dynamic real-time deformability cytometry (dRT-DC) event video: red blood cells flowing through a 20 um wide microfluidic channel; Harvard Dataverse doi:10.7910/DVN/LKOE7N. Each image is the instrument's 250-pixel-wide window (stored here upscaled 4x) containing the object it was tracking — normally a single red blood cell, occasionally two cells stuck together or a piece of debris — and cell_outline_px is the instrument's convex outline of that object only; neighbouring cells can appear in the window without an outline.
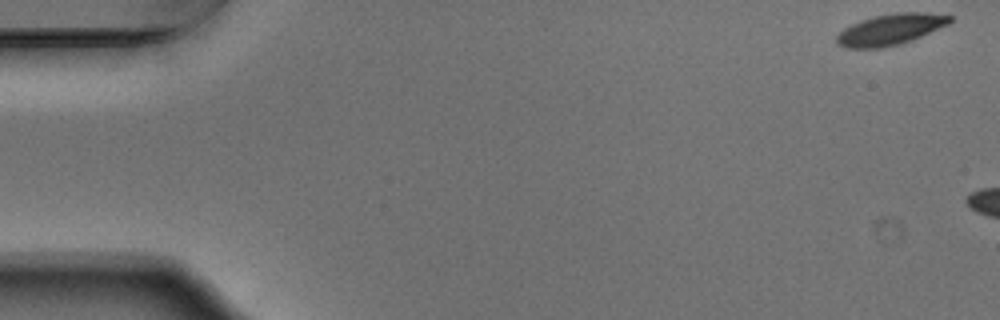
{"species": "Egyptian fruit bat (a non-hibernating species)", "species_latin": "Rousettus aegyptiacus", "temperature_condition": "warm", "stored_images_in_passage": 13, "camera_frame_rate_fps": 3000, "um_per_image_px": 0.085, "animal": {"sex": "male"}, "frame": {"image": 1, "passage_image": 1, "time_ms": 0.0, "image_size_px": [1000, 320], "cell_outline_px": [[952, 20], [948, 24], [912, 40], [880, 48], [848, 48], [836, 44], [836, 36], [844, 28], [860, 20], [872, 16], [896, 12], [928, 12], [952, 16]], "centroid_in_image_um": [75.67, 2.49], "position_along_channel_um": 9.3, "area_um2": 20.4}}